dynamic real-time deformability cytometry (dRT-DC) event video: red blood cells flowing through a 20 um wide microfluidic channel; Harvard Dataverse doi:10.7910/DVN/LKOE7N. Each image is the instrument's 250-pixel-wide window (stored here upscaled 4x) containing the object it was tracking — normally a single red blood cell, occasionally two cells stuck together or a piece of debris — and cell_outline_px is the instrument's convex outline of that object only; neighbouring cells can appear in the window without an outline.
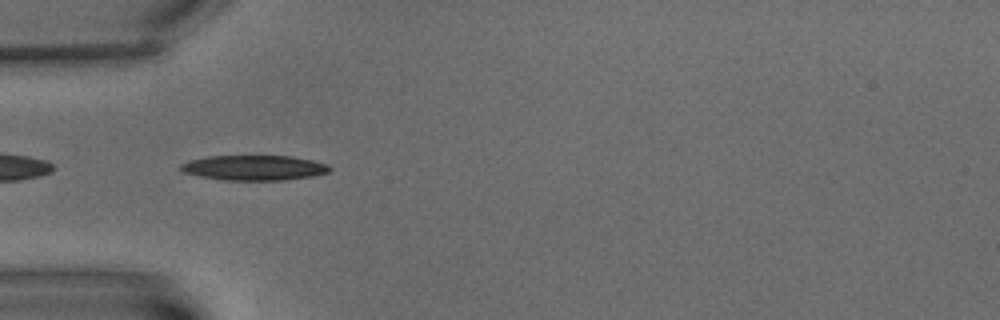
{"species": "common noctule bat (a hibernating species)", "species_latin": "Nyctalus noctula", "temperature_condition": "warm", "stored_images_in_passage": 3, "camera_frame_rate_fps": 3000, "um_per_image_px": 0.085, "animal": {"sex": "male", "body_mass_g": 15.6}, "frame": {"image": 1, "passage_image": 1, "time_ms": 0.0, "image_size_px": [1000, 320], "cell_outline_px": [[332, 168], [328, 172], [312, 176], [280, 180], [224, 180], [200, 176], [184, 172], [180, 168], [180, 164], [188, 160], [208, 156], [292, 156], [312, 160], [328, 164]], "centroid_in_image_um": [21.59, 14.25], "position_along_channel_um": 63.4, "area_um2": 21.68}}
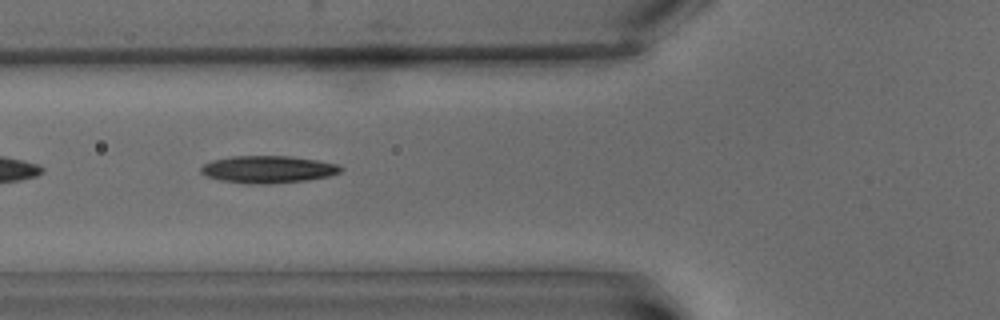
{"frame": {"image": 2, "passage_image": 2, "time_ms": 1.333, "image_size_px": [1000, 320], "cell_outline_px": [[344, 168], [340, 172], [328, 176], [308, 180], [268, 184], [248, 184], [220, 180], [208, 176], [200, 172], [200, 168], [204, 164], [212, 160], [232, 156], [292, 156], [316, 160], [336, 164]], "centroid_in_image_um": [22.77, 14.4], "position_along_channel_um": 103.0, "area_um2": 22.2}}